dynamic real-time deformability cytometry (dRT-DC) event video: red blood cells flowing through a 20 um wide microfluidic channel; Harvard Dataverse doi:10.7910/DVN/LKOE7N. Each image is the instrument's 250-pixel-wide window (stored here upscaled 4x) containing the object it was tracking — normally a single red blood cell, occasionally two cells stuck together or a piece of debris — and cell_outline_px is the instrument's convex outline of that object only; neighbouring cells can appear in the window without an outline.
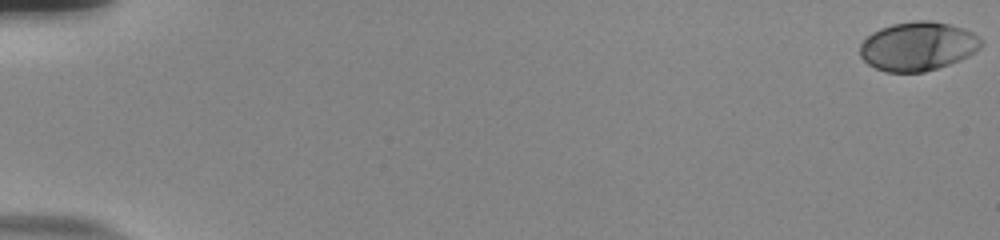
{"species": "human", "species_latin": "Homo sapiens", "temperature_condition": "room temperature", "stored_images_in_passage": 57, "camera_frame_rate_fps": 3000, "um_per_image_px": 0.085, "donor": {"sex": "male"}, "frame": {"image": 1, "passage_image": 1, "time_ms": 0.0, "image_size_px": [1000, 240], "cell_outline_px": [[984, 44], [976, 52], [960, 60], [924, 72], [884, 72], [868, 64], [860, 56], [860, 44], [872, 32], [880, 28], [892, 24], [916, 20], [932, 20], [964, 28], [980, 36], [984, 40]], "centroid_in_image_um": [78.04, 3.92], "position_along_channel_um": 7.0, "area_um2": 34.8}}
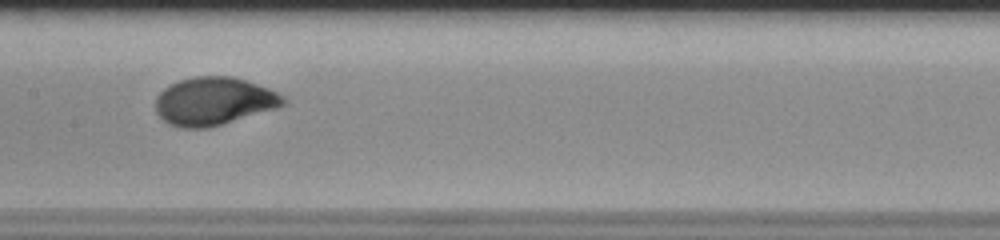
{"frame": {"image": 2, "passage_image": 31, "time_ms": 10.0, "image_size_px": [1000, 240], "cell_outline_px": [[288, 104], [276, 108], [208, 128], [180, 128], [168, 124], [156, 112], [156, 96], [164, 88], [180, 80], [196, 76], [232, 76], [268, 88], [284, 96], [288, 100]], "centroid_in_image_um": [18.18, 8.61], "position_along_channel_um": 189.2, "area_um2": 35.6}}
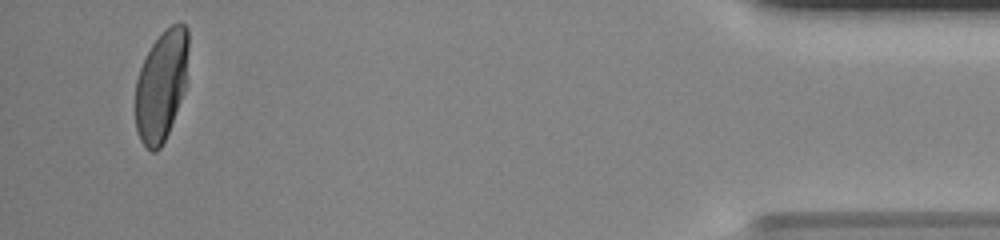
{"frame": {"image": 3, "passage_image": 55, "time_ms": 18.0, "image_size_px": [1000, 240], "cell_outline_px": [[188, 84], [168, 132], [160, 148], [156, 152], [152, 152], [140, 140], [136, 128], [136, 80], [140, 68], [152, 44], [172, 24], [184, 24], [188, 28]], "centroid_in_image_um": [13.75, 7.28], "position_along_channel_um": 421.5, "area_um2": 34.22}, "authors_computed_cell_mechanics": {"area_um2": 34.8534, "velocity_mm_per_s": 3.7398, "shape_relaxation_time_tau1_ms": 3.1525, "shape_relaxation_time_tau2_ms": null, "deformation_change_tau1": 0.1641, "deformation_change_tau2": null}}